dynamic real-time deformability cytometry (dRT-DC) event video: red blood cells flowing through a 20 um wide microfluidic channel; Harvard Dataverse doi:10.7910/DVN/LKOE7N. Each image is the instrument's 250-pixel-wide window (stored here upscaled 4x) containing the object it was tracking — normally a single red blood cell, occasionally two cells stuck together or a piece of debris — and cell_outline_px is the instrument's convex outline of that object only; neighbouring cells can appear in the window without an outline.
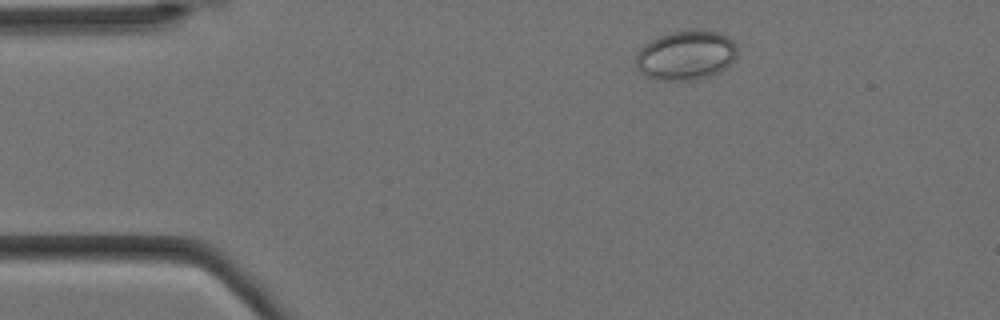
{"species": "Egyptian fruit bat (a non-hibernating species)", "species_latin": "Rousettus aegyptiacus", "temperature_condition": "cold", "stored_images_in_passage": 3, "camera_frame_rate_fps": 3000, "um_per_image_px": 0.085, "animal": {"sex": "female"}, "frame": {"image": 1, "passage_image": 1, "time_ms": 0.0, "image_size_px": [1000, 320], "cell_outline_px": [[736, 56], [720, 72], [696, 80], [656, 80], [640, 72], [636, 68], [636, 56], [640, 48], [644, 44], [660, 36], [672, 32], [720, 32], [728, 36], [732, 40], [736, 48]], "centroid_in_image_um": [58.27, 4.73], "position_along_channel_um": 26.7, "area_um2": 28.67}}